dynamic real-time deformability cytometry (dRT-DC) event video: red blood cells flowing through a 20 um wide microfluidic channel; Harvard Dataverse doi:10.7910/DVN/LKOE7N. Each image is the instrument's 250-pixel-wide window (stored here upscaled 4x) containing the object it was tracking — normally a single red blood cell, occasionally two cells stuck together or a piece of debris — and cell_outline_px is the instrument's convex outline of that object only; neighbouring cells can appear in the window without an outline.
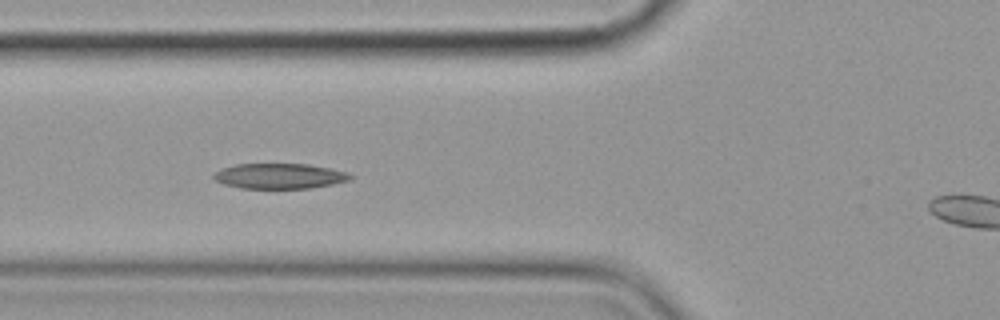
{"species": "common noctule bat (a hibernating species)", "species_latin": "Nyctalus noctula", "temperature_condition": "cold", "stored_images_in_passage": 10, "camera_frame_rate_fps": 3000, "um_per_image_px": 0.085, "animal": {"sex": "female", "body_mass_g": 19.9}, "frame": {"image": 1, "passage_image": 5, "time_ms": 4.667, "image_size_px": [1000, 320], "cell_outline_px": [[352, 176], [348, 180], [332, 184], [312, 188], [240, 188], [224, 184], [216, 180], [212, 176], [216, 172], [224, 168], [236, 164], [308, 164], [348, 172]], "centroid_in_image_um": [23.76, 14.96], "position_along_channel_um": 102.0, "area_um2": 19.88}}
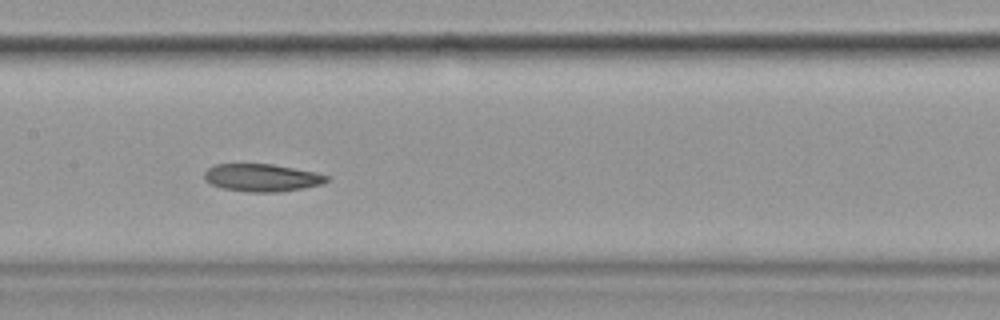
{"frame": {"image": 2, "passage_image": 7, "time_ms": 7.0, "image_size_px": [1000, 320], "cell_outline_px": [[332, 176], [324, 184], [304, 188], [280, 192], [248, 192], [220, 188], [204, 180], [204, 172], [208, 168], [216, 164], [272, 164], [316, 172]], "centroid_in_image_um": [22.29, 15.11], "position_along_channel_um": 185.1, "area_um2": 19.94}}
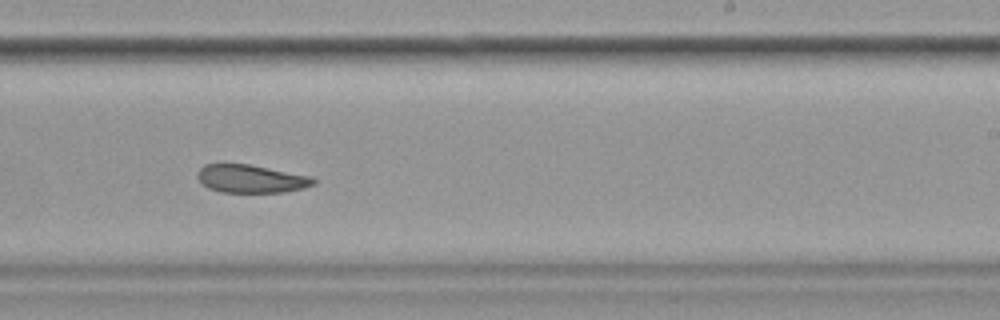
{"frame": {"image": 3, "passage_image": 9, "time_ms": 9.333, "image_size_px": [1000, 320], "cell_outline_px": [[316, 184], [304, 188], [284, 192], [220, 192], [208, 188], [196, 176], [196, 172], [204, 164], [248, 164], [312, 176], [316, 180]], "centroid_in_image_um": [21.35, 15.19], "position_along_channel_um": 267.6, "area_um2": 19.02}}